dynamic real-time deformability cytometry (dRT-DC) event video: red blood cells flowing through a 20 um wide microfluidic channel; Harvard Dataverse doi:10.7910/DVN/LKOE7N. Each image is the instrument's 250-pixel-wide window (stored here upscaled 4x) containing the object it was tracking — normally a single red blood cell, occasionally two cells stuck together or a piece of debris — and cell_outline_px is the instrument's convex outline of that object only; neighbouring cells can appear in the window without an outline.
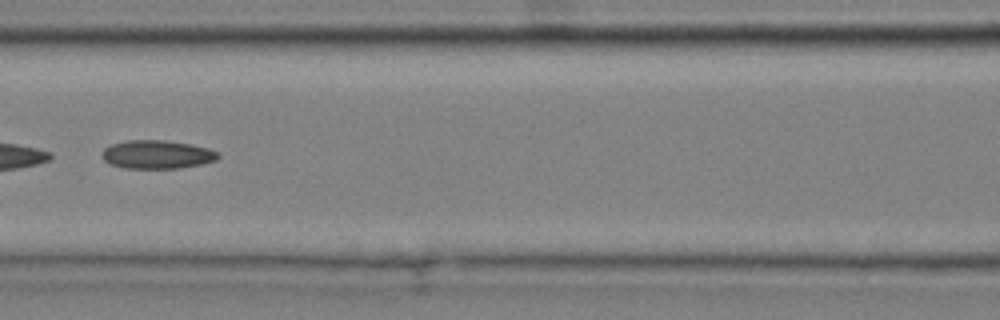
{"species": "common noctule bat (a hibernating species)", "species_latin": "Nyctalus noctula", "temperature_condition": "cold", "stored_images_in_passage": 6, "camera_frame_rate_fps": 3000, "um_per_image_px": 0.085, "animal": {"sex": "male", "body_mass_g": 20.4}, "frame": {"image": 1, "passage_image": 6, "time_ms": 1.667, "image_size_px": [1000, 320], "cell_outline_px": [[220, 156], [216, 160], [200, 164], [180, 168], [124, 168], [112, 164], [104, 160], [104, 148], [112, 144], [124, 140], [164, 140], [188, 144], [208, 148], [216, 152]], "centroid_in_image_um": [13.35, 13.13], "position_along_channel_um": 153.3, "area_um2": 18.96}}